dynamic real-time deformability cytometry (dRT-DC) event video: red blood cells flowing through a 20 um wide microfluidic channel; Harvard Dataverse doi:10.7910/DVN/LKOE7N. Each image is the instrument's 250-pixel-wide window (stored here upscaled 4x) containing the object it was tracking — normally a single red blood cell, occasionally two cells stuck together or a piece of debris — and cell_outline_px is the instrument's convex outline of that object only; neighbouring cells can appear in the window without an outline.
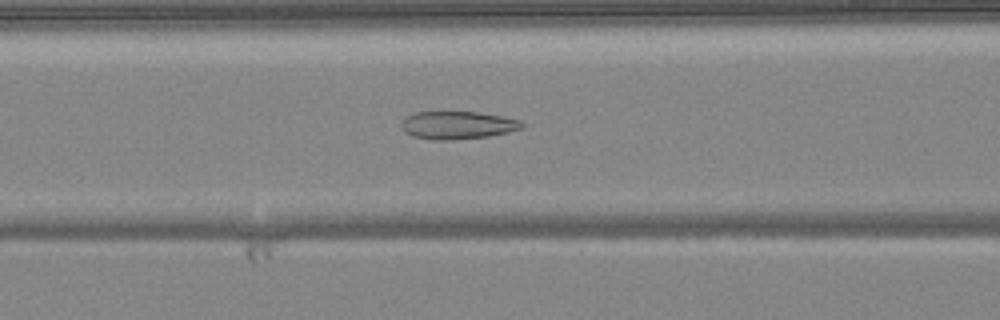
{"species": "common noctule bat (a hibernating species)", "species_latin": "Nyctalus noctula", "temperature_condition": "warm", "stored_images_in_passage": 44, "camera_frame_rate_fps": 3000, "um_per_image_px": 0.085, "animal": {"sex": "female", "body_mass_g": 24.6, "forearm_length_mm": 56.2}, "frame": {"image": 1, "passage_image": 20, "time_ms": 6.333, "image_size_px": [1000, 320], "cell_outline_px": [[524, 128], [508, 132], [488, 136], [452, 140], [432, 140], [412, 136], [404, 132], [400, 128], [400, 124], [404, 116], [416, 112], [476, 112], [504, 116], [520, 120], [524, 124]], "centroid_in_image_um": [38.86, 10.64], "position_along_channel_um": 127.7, "area_um2": 19.83}}
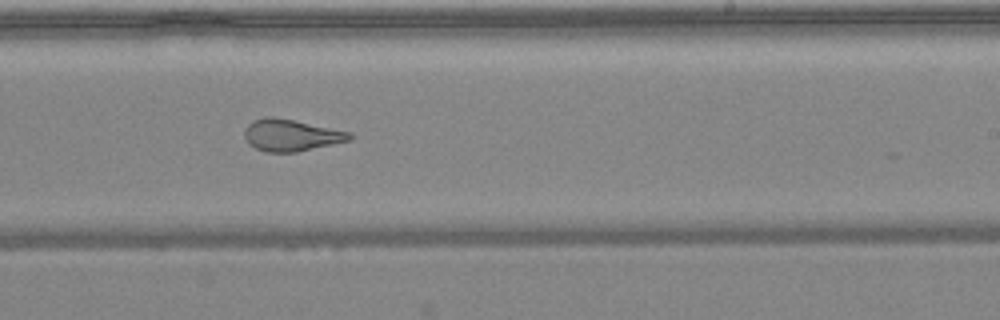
{"frame": {"image": 2, "passage_image": 30, "time_ms": 9.667, "image_size_px": [1000, 320], "cell_outline_px": [[352, 140], [296, 152], [264, 152], [248, 144], [244, 136], [244, 128], [252, 120], [268, 116], [272, 116], [352, 132]], "centroid_in_image_um": [24.72, 11.49], "position_along_channel_um": 264.3, "area_um2": 19.54}}
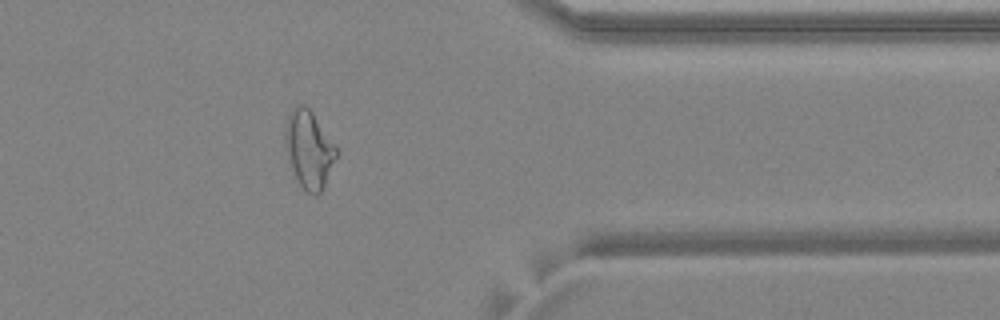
{"frame": {"image": 3, "passage_image": 40, "time_ms": 13.0, "image_size_px": [1000, 320], "cell_outline_px": [[336, 156], [324, 184], [320, 192], [316, 196], [312, 196], [296, 180], [288, 168], [284, 148], [284, 132], [288, 116], [292, 108], [296, 104], [304, 104], [312, 112], [336, 148]], "centroid_in_image_um": [26.17, 12.7], "position_along_channel_um": 385.2, "area_um2": 23.12}}